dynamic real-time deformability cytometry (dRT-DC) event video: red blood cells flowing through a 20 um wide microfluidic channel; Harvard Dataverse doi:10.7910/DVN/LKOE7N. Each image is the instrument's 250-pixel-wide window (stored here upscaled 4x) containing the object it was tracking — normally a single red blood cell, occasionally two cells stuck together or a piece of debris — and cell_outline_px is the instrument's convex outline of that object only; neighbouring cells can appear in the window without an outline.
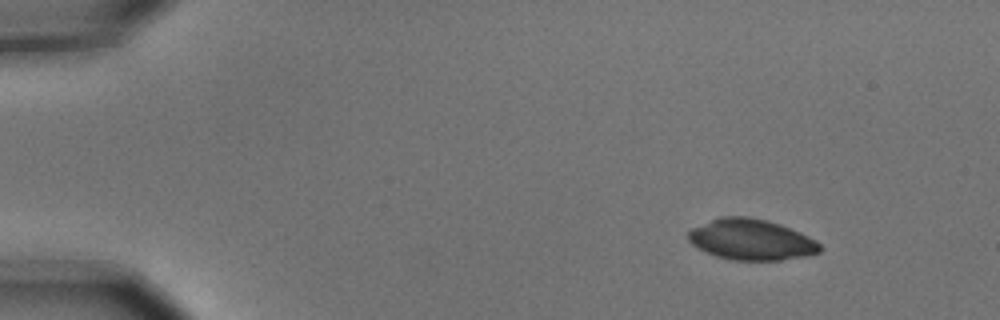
{"species": "common noctule bat (a hibernating species)", "species_latin": "Nyctalus noctula", "temperature_condition": "cold", "stored_images_in_passage": 3, "camera_frame_rate_fps": 3000, "um_per_image_px": 0.085, "animal": {"sex": "male", "body_mass_g": 15.6}, "frame": {"image": 1, "passage_image": 1, "time_ms": 0.0, "image_size_px": [1000, 320], "cell_outline_px": [[820, 252], [808, 256], [780, 260], [732, 260], [716, 256], [692, 244], [688, 240], [688, 232], [692, 228], [720, 216], [748, 216], [768, 220], [780, 224], [800, 232], [816, 240], [820, 244]], "centroid_in_image_um": [63.87, 20.36], "position_along_channel_um": 21.1, "area_um2": 31.33}}